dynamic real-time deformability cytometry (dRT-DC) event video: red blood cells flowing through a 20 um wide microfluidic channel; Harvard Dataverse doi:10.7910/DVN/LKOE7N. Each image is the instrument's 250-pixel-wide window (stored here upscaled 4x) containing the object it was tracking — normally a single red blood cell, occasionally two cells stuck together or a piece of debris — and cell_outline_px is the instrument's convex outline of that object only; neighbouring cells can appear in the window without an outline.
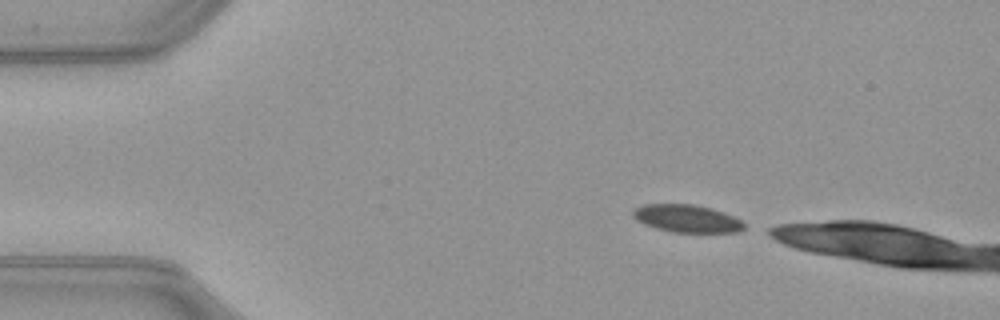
{"species": "common noctule bat (a hibernating species)", "species_latin": "Nyctalus noctula", "temperature_condition": "warm", "stored_images_in_passage": 6, "camera_frame_rate_fps": 3000, "um_per_image_px": 0.085, "animal": {"sex": "female", "body_mass_g": 21.9}, "frame": {"image": 1, "passage_image": 1, "time_ms": 0.0, "image_size_px": [1000, 320], "cell_outline_px": [[744, 228], [736, 232], [672, 232], [656, 228], [644, 224], [636, 220], [632, 216], [632, 208], [644, 204], [692, 204], [712, 208], [724, 212], [740, 220], [744, 224]], "centroid_in_image_um": [58.33, 18.56], "position_along_channel_um": 26.7, "area_um2": 17.92}}